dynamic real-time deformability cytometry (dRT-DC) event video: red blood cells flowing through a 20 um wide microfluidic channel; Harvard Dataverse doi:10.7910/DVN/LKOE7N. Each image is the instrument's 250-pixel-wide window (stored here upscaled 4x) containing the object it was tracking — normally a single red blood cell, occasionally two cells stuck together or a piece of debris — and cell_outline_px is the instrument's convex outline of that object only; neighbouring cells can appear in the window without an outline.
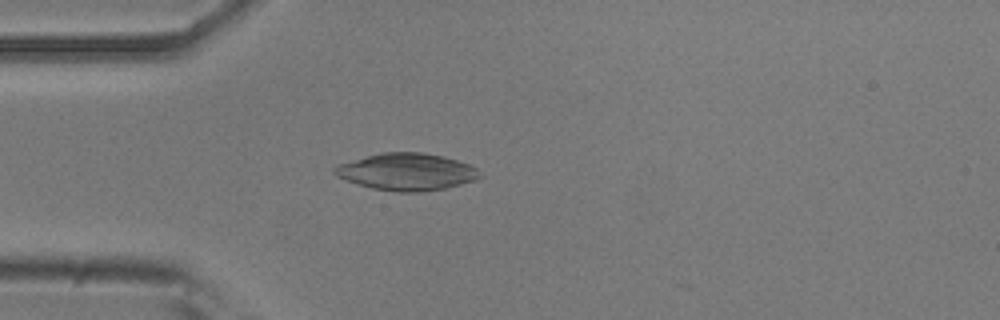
{"species": "common noctule bat (a hibernating species)", "species_latin": "Nyctalus noctula", "temperature_condition": "room temperature", "stored_images_in_passage": 4, "camera_frame_rate_fps": 3000, "um_per_image_px": 0.085, "animal": {"sex": "male", "body_mass_g": 20.5, "forearm_length_mm": 52.5}, "frame": {"image": 1, "passage_image": 2, "time_ms": 0.333, "image_size_px": [1000, 320], "cell_outline_px": [[484, 176], [476, 180], [444, 188], [420, 192], [396, 192], [372, 188], [336, 176], [332, 172], [332, 168], [336, 164], [384, 152], [424, 152], [444, 156], [468, 164], [476, 168]], "centroid_in_image_um": [34.58, 14.6], "position_along_channel_um": 50.4, "area_um2": 31.33}}